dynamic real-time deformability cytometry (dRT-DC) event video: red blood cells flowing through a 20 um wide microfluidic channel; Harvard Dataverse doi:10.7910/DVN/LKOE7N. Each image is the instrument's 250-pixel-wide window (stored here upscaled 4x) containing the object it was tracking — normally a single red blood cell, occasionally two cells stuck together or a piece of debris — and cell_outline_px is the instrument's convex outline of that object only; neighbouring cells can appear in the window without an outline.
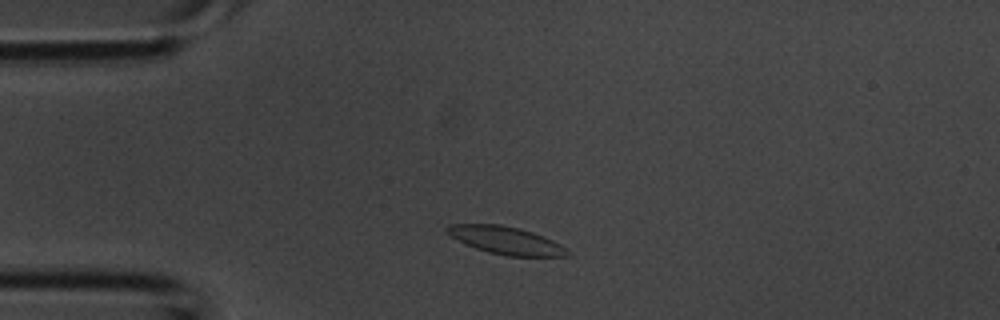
{"species": "common noctule bat (a hibernating species)", "species_latin": "Nyctalus noctula", "temperature_condition": "room temperature", "stored_images_in_passage": 2, "camera_frame_rate_fps": 3000, "um_per_image_px": 0.085, "animal": {"sex": "male", "body_mass_g": 20.1, "forearm_length_mm": 53.5}, "frame": {"image": 1, "passage_image": 2, "time_ms": 0.333, "image_size_px": [1000, 320], "cell_outline_px": [[572, 256], [508, 256], [488, 252], [476, 248], [452, 236], [444, 228], [448, 224], [500, 224], [520, 228], [544, 236], [568, 248], [572, 252]], "centroid_in_image_um": [43.08, 20.43], "position_along_channel_um": 41.9, "area_um2": 19.36}}